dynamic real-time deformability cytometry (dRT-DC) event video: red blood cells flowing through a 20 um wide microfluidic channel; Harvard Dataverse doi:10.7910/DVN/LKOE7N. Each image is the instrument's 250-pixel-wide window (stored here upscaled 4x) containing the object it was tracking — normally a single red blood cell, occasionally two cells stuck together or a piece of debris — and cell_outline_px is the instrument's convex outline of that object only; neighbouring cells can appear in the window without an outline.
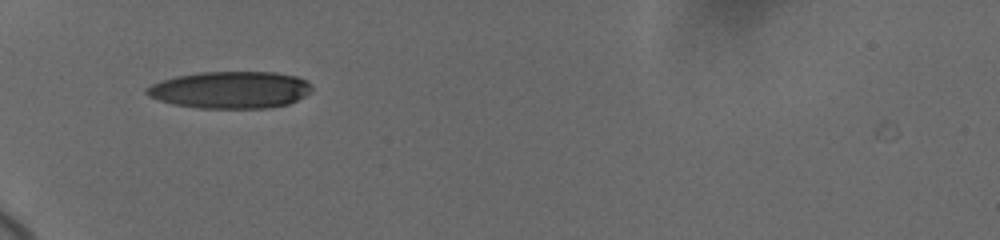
{"species": "human", "species_latin": "Homo sapiens", "temperature_condition": "cold", "stored_images_in_passage": 27, "camera_frame_rate_fps": 3000, "um_per_image_px": 0.085, "donor": {"sex": "female"}, "frame": {"image": 1, "passage_image": 1, "time_ms": 0.0, "image_size_px": [1000, 240], "cell_outline_px": [[312, 92], [288, 104], [268, 108], [196, 108], [172, 104], [148, 96], [144, 92], [144, 88], [160, 80], [176, 76], [200, 72], [276, 72], [296, 76], [308, 80], [312, 84]], "centroid_in_image_um": [19.58, 7.63], "position_along_channel_um": 65.4, "area_um2": 36.01}}
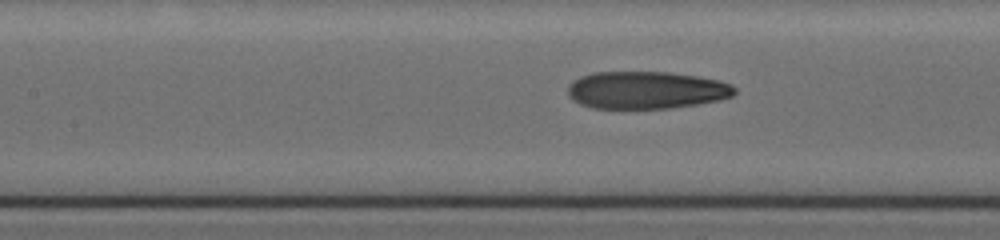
{"frame": {"image": 2, "passage_image": 17, "time_ms": 2.667, "image_size_px": [1000, 240], "cell_outline_px": [[736, 92], [732, 96], [720, 100], [672, 108], [592, 108], [580, 104], [572, 100], [568, 96], [568, 84], [572, 80], [580, 76], [592, 72], [668, 72], [700, 76], [720, 80], [732, 84], [736, 88]], "centroid_in_image_um": [54.93, 7.65], "position_along_channel_um": 152.5, "area_um2": 36.82}}
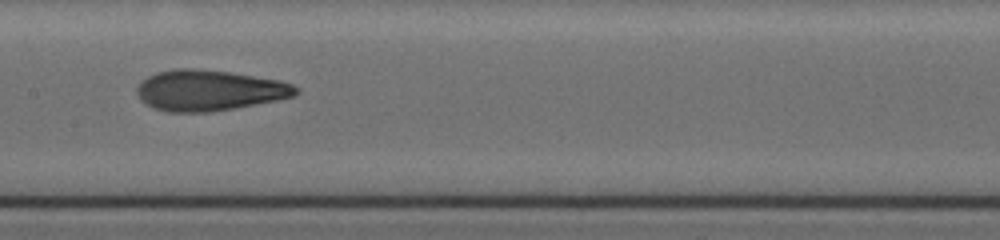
{"frame": {"image": 3, "passage_image": 26, "time_ms": 3.667, "image_size_px": [1000, 240], "cell_outline_px": [[300, 92], [296, 96], [256, 104], [208, 112], [168, 112], [152, 108], [144, 104], [140, 100], [136, 92], [136, 88], [140, 80], [156, 72], [176, 68], [200, 68], [232, 72], [280, 80], [292, 84], [300, 88]], "centroid_in_image_um": [17.76, 7.67], "position_along_channel_um": 189.6, "area_um2": 38.26}}